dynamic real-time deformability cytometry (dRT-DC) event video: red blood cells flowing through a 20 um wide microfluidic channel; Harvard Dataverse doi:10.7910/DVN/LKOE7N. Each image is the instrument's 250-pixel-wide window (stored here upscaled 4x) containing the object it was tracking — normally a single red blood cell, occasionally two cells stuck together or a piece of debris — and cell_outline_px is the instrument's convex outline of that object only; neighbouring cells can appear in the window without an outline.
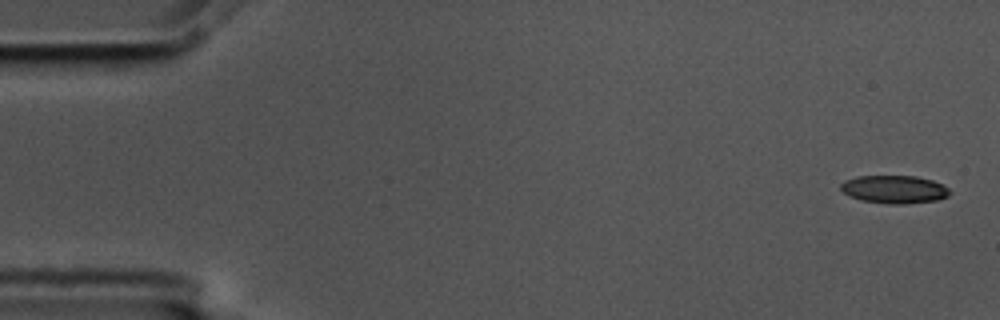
{"species": "common noctule bat (a hibernating species)", "species_latin": "Nyctalus noctula", "temperature_condition": "cold", "stored_images_in_passage": 56, "camera_frame_rate_fps": 3000, "um_per_image_px": 0.085, "animal": {"sex": "male", "body_mass_g": 17.5, "forearm_length_mm": 52.3}, "frame": {"image": 1, "passage_image": 1, "time_ms": 0.0, "image_size_px": [1000, 320], "cell_outline_px": [[952, 192], [948, 196], [936, 200], [904, 204], [888, 204], [860, 200], [844, 192], [840, 188], [840, 184], [844, 180], [856, 176], [916, 176], [932, 180], [944, 184]], "centroid_in_image_um": [76.03, 16.09], "position_along_channel_um": 9.0, "area_um2": 17.86}}
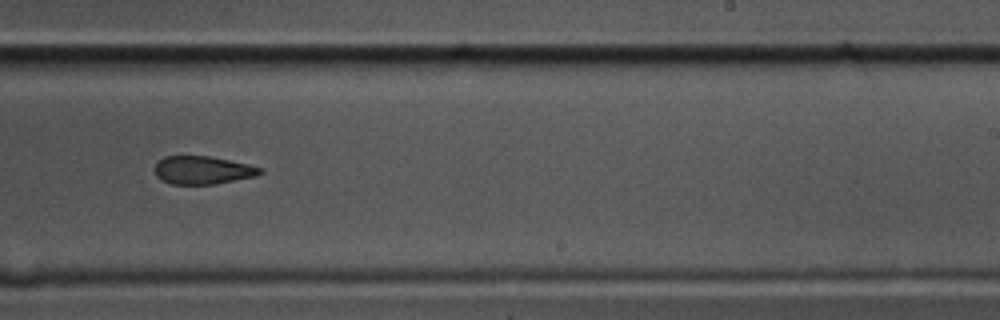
{"frame": {"image": 2, "passage_image": 34, "time_ms": 11.0, "image_size_px": [1000, 320], "cell_outline_px": [[264, 172], [256, 176], [216, 184], [172, 184], [156, 176], [156, 164], [164, 156], [212, 156], [248, 164], [264, 168]], "centroid_in_image_um": [17.29, 14.46], "position_along_channel_um": 271.7, "area_um2": 17.22}}
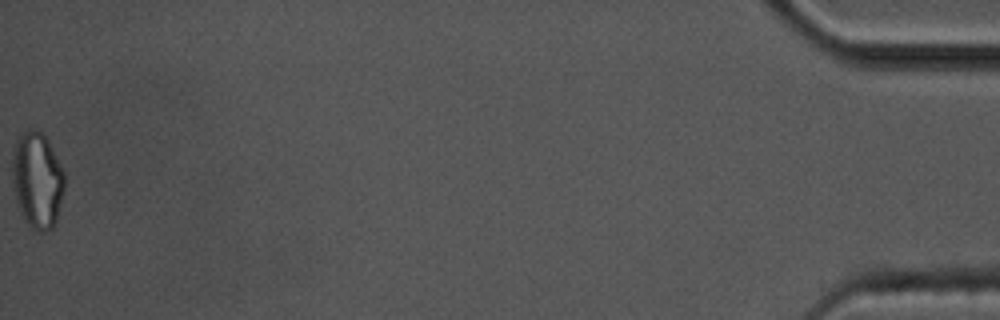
{"frame": {"image": 3, "passage_image": 56, "time_ms": 18.333, "image_size_px": [1000, 320], "cell_outline_px": [[64, 192], [56, 220], [52, 228], [44, 232], [40, 232], [28, 228], [16, 200], [12, 180], [12, 156], [16, 140], [28, 128], [36, 128], [48, 140], [64, 172]], "centroid_in_image_um": [3.16, 15.32], "position_along_channel_um": 432.0, "area_um2": 29.42}, "authors_computed_cell_mechanics": {"area_um2": 18.9584, "velocity_mm_per_s": 3.5655, "shape_relaxation_time_tau1_ms": null, "shape_relaxation_time_tau2_ms": 3.9296, "deformation_change_tau1": null, "deformation_change_tau2": 0.1143}}